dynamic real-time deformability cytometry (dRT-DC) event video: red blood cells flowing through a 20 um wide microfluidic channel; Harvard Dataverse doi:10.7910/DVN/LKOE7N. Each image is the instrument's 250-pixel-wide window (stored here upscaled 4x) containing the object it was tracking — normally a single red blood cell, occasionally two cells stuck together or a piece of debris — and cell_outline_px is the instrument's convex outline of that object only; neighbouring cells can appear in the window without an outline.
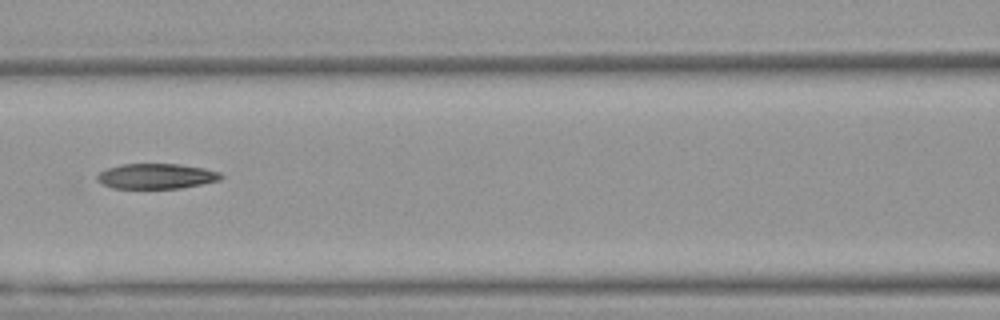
{"species": "Egyptian fruit bat (a non-hibernating species)", "species_latin": "Rousettus aegyptiacus", "temperature_condition": "warm", "stored_images_in_passage": 7, "camera_frame_rate_fps": 3000, "um_per_image_px": 0.085, "animal": {"sex": "female"}, "frame": {"image": 1, "passage_image": 7, "time_ms": 2.0, "image_size_px": [1000, 320], "cell_outline_px": [[224, 176], [220, 180], [180, 188], [112, 188], [96, 180], [96, 176], [100, 172], [108, 168], [124, 164], [180, 164], [204, 168], [220, 172]], "centroid_in_image_um": [13.3, 14.97], "position_along_channel_um": 153.3, "area_um2": 18.09}}